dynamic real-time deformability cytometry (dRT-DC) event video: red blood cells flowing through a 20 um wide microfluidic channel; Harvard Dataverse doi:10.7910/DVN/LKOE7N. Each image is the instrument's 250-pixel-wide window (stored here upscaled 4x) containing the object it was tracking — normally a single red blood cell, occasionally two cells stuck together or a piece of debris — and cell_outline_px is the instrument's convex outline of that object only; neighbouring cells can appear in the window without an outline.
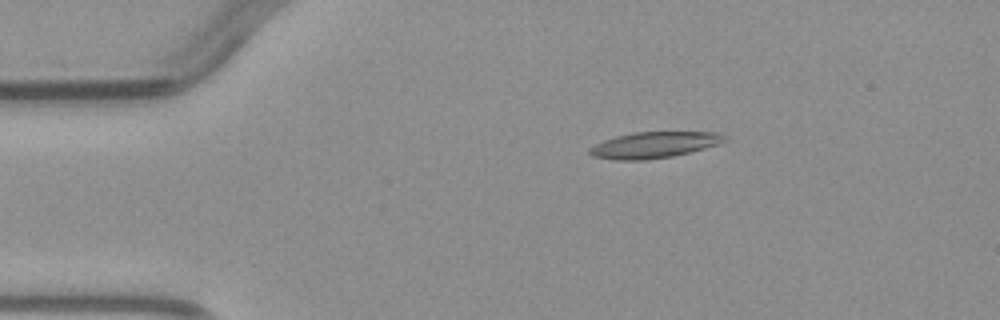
{"species": "common noctule bat (a hibernating species)", "species_latin": "Nyctalus noctula", "temperature_condition": "warm", "stored_images_in_passage": 4, "camera_frame_rate_fps": 3000, "um_per_image_px": 0.085, "animal": {"sex": "male", "body_mass_g": 23.1, "forearm_length_mm": 52.7}, "frame": {"image": 1, "passage_image": 3, "time_ms": 2.667, "image_size_px": [1000, 320], "cell_outline_px": [[728, 140], [720, 144], [672, 156], [644, 160], [616, 160], [592, 156], [588, 152], [588, 148], [604, 140], [616, 136], [632, 132], [716, 132], [728, 136]], "centroid_in_image_um": [55.61, 12.31], "position_along_channel_um": 29.4, "area_um2": 20.58}}